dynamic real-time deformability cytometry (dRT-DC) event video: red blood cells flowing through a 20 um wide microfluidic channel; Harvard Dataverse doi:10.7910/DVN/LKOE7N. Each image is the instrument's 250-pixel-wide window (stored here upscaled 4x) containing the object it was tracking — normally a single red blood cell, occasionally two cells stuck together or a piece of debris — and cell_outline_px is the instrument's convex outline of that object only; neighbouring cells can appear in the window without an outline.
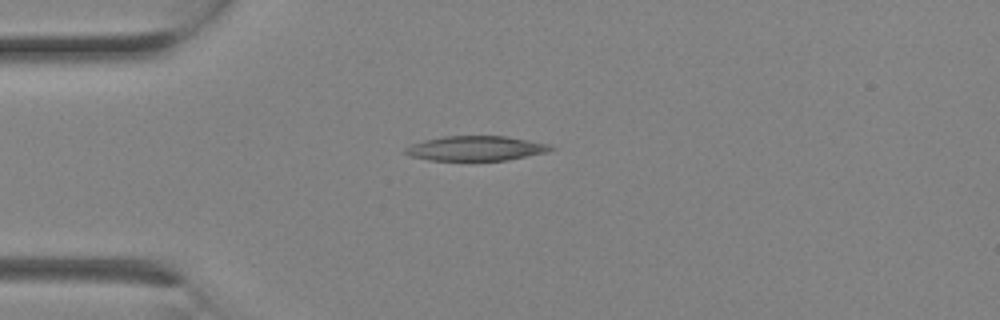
{"species": "Egyptian fruit bat (a non-hibernating species)", "species_latin": "Rousettus aegyptiacus", "temperature_condition": "room temperature", "stored_images_in_passage": 2, "camera_frame_rate_fps": 3000, "um_per_image_px": 0.085, "animal": {"sex": "female"}, "frame": {"image": 1, "passage_image": 2, "time_ms": 0.333, "image_size_px": [1000, 320], "cell_outline_px": [[556, 148], [548, 152], [508, 160], [428, 160], [408, 156], [400, 152], [404, 148], [412, 144], [424, 140], [444, 136], [508, 136], [548, 144]], "centroid_in_image_um": [40.4, 12.61], "position_along_channel_um": 44.6, "area_um2": 21.15}}